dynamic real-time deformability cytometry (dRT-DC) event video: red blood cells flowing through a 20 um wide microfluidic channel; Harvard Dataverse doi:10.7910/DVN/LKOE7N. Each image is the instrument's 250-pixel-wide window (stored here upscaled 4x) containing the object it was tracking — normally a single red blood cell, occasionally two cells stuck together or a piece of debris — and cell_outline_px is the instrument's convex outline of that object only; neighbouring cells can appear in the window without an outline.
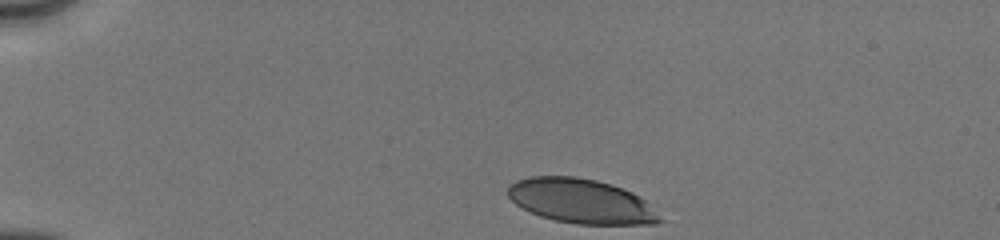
{"species": "human", "species_latin": "Homo sapiens", "temperature_condition": "cold", "stored_images_in_passage": 10, "camera_frame_rate_fps": 3000, "um_per_image_px": 0.085, "donor": {"sex": "male"}, "frame": {"image": 1, "passage_image": 1, "time_ms": 0.0, "image_size_px": [1000, 240], "cell_outline_px": [[664, 220], [656, 224], [576, 224], [556, 220], [540, 216], [516, 204], [508, 196], [508, 188], [516, 180], [528, 176], [576, 176], [596, 180], [612, 184], [632, 192], [640, 196]], "centroid_in_image_um": [49.41, 17.09], "position_along_channel_um": 35.6, "area_um2": 39.25}}